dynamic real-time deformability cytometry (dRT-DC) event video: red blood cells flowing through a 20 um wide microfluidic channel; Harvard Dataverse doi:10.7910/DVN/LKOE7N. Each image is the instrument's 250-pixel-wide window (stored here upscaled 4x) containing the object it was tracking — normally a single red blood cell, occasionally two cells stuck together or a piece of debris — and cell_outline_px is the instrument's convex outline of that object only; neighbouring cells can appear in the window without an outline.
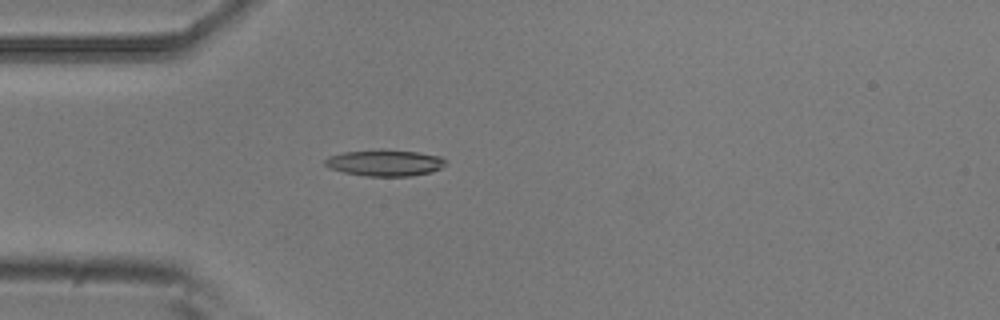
{"species": "common noctule bat (a hibernating species)", "species_latin": "Nyctalus noctula", "temperature_condition": "room temperature", "stored_images_in_passage": 2, "camera_frame_rate_fps": 3000, "um_per_image_px": 0.085, "animal": {"sex": "male", "body_mass_g": 20.5, "forearm_length_mm": 52.5}, "frame": {"image": 1, "passage_image": 2, "time_ms": 0.333, "image_size_px": [1000, 320], "cell_outline_px": [[448, 160], [440, 168], [432, 172], [412, 176], [368, 176], [344, 172], [328, 168], [324, 164], [324, 160], [328, 156], [344, 152], [376, 148], [380, 148], [416, 152], [440, 156]], "centroid_in_image_um": [32.69, 13.82], "position_along_channel_um": 52.3, "area_um2": 18.84}}